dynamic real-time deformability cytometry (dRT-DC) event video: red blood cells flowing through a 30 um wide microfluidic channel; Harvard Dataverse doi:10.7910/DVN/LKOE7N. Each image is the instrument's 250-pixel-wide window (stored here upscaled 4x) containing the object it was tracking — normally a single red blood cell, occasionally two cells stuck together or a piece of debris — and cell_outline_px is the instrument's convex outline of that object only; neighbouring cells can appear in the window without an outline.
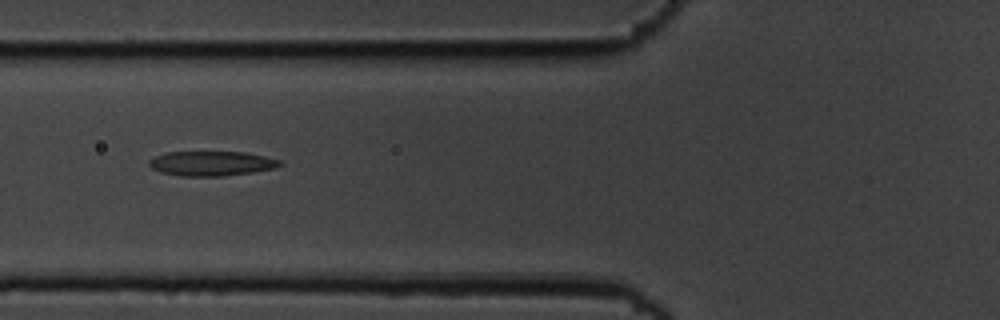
{"species": "common noctule bat (a hibernating species)", "species_latin": "Nyctalus noctula", "temperature_condition": "cold", "stored_images_in_passage": 3, "camera_frame_rate_fps": 3000, "um_per_image_px": 0.085, "animal": {"sex": "male", "body_mass_g": 19.5, "forearm_length_mm": 54.6}, "frame": {"image": 1, "passage_image": 3, "time_ms": 0.667, "image_size_px": [1000, 320], "cell_outline_px": [[284, 164], [276, 168], [252, 172], [224, 176], [180, 176], [160, 172], [152, 168], [148, 164], [148, 160], [156, 156], [168, 152], [244, 152], [264, 156], [280, 160]], "centroid_in_image_um": [17.98, 13.9], "position_along_channel_um": 107.8, "area_um2": 18.84}}